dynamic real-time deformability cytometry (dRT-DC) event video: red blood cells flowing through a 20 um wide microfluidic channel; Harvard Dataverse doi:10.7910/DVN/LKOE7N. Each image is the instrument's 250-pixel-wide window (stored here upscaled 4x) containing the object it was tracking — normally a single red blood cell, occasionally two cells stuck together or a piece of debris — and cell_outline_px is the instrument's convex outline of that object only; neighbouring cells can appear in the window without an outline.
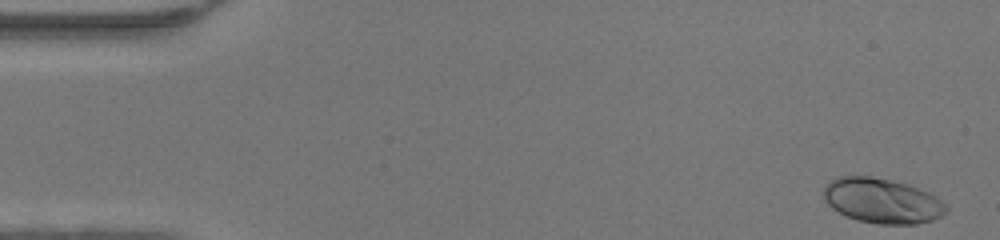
{"species": "human", "species_latin": "Homo sapiens", "temperature_condition": "warm", "stored_images_in_passage": 48, "camera_frame_rate_fps": 3000, "um_per_image_px": 0.085, "donor": {"sex": "female"}, "frame": {"image": 1, "passage_image": 1, "time_ms": 0.0, "image_size_px": [1000, 240], "cell_outline_px": [[948, 212], [932, 220], [916, 224], [880, 224], [856, 220], [832, 208], [824, 200], [824, 184], [836, 176], [872, 176], [908, 184], [928, 192], [940, 200], [948, 208]], "centroid_in_image_um": [74.95, 17.06], "position_along_channel_um": 10.0, "area_um2": 32.14}}
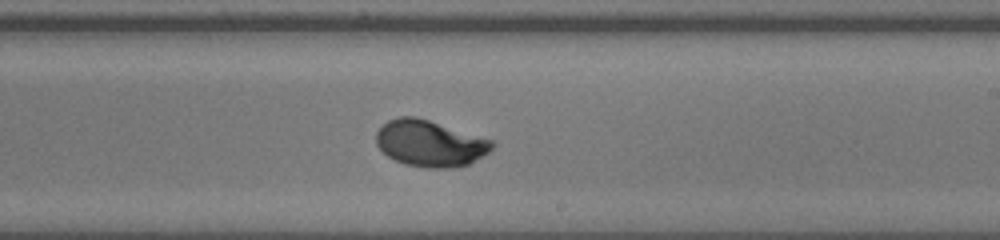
{"frame": {"image": 2, "passage_image": 28, "time_ms": 9.0, "image_size_px": [1000, 240], "cell_outline_px": [[496, 144], [488, 152], [468, 164], [452, 168], [428, 168], [404, 164], [388, 156], [376, 144], [376, 132], [388, 120], [400, 116], [416, 116], [492, 140]], "centroid_in_image_um": [36.53, 12.19], "position_along_channel_um": 252.5, "area_um2": 31.04}}
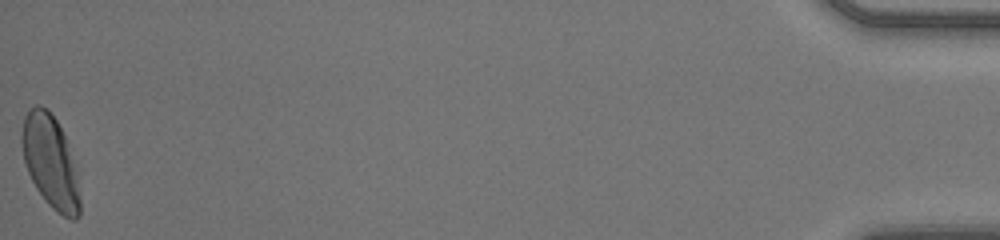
{"frame": {"image": 3, "passage_image": 48, "time_ms": 15.667, "image_size_px": [1000, 240], "cell_outline_px": [[80, 216], [76, 220], [72, 220], [64, 216], [52, 208], [48, 204], [36, 188], [28, 172], [24, 160], [20, 140], [20, 132], [24, 116], [36, 104], [40, 104], [48, 108], [56, 120], [64, 136], [76, 168], [80, 200]], "centroid_in_image_um": [4.27, 13.74], "position_along_channel_um": 430.9, "area_um2": 31.39}, "authors_computed_cell_mechanics": {"area_um2": 30.634, "velocity_mm_per_s": 4.2602, "shape_relaxation_time_tau1_ms": 2.2225, "shape_relaxation_time_tau2_ms": null, "deformation_change_tau1": 0.1533, "deformation_change_tau2": null}}